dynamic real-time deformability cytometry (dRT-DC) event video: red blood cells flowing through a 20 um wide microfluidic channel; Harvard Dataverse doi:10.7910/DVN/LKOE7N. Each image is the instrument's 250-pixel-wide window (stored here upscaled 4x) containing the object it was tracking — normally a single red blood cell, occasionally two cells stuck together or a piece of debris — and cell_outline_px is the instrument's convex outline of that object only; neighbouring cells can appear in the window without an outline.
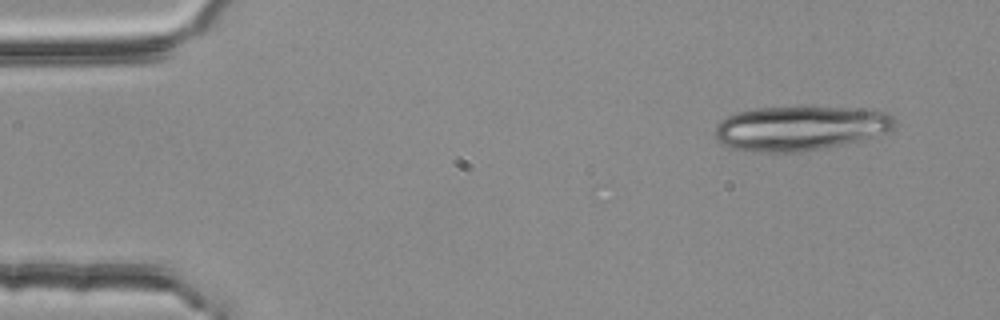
{"species": "common noctule bat (a hibernating species)", "species_latin": "Nyctalus noctula", "temperature_condition": "room temperature", "stored_images_in_passage": 4, "camera_frame_rate_fps": 3000, "um_per_image_px": 0.085, "animal": {"sex": "female", "body_mass_g": 25.1}, "frame": {"image": 1, "passage_image": 1, "time_ms": 0.0, "image_size_px": [1000, 320], "cell_outline_px": [[896, 124], [892, 128], [884, 132], [860, 140], [844, 144], [804, 152], [752, 152], [728, 148], [716, 140], [716, 124], [720, 120], [736, 112], [756, 108], [812, 104], [868, 108], [888, 112], [896, 120]], "centroid_in_image_um": [68.02, 10.85], "position_along_channel_um": 17.0, "area_um2": 48.32}}